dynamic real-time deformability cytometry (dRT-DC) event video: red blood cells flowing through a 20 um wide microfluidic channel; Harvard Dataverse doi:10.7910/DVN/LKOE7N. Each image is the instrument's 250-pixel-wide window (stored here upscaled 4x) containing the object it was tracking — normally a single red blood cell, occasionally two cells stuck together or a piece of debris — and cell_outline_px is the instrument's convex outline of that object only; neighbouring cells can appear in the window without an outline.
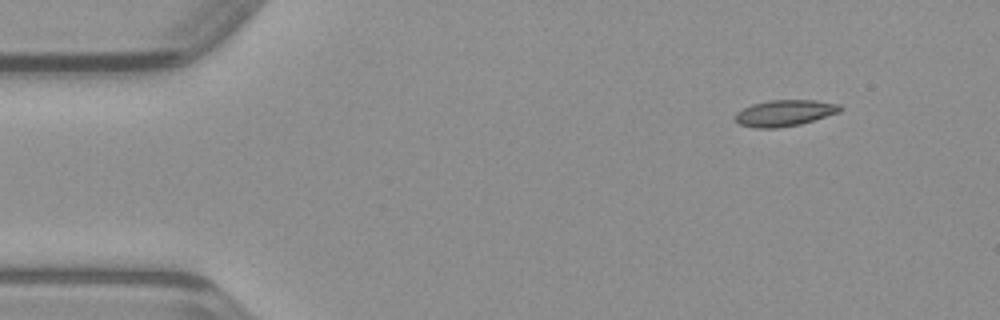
{"species": "common noctule bat (a hibernating species)", "species_latin": "Nyctalus noctula", "temperature_condition": "warm", "stored_images_in_passage": 43, "camera_frame_rate_fps": 3000, "um_per_image_px": 0.085, "animal": {"sex": "male", "body_mass_g": 23.1, "forearm_length_mm": 52.7}, "frame": {"image": 1, "passage_image": 1, "time_ms": 0.0, "image_size_px": [1000, 320], "cell_outline_px": [[844, 108], [840, 112], [800, 124], [776, 128], [756, 128], [740, 124], [732, 116], [736, 112], [752, 104], [768, 100], [816, 100], [840, 104]], "centroid_in_image_um": [66.7, 9.6], "position_along_channel_um": 18.3, "area_um2": 16.13}}
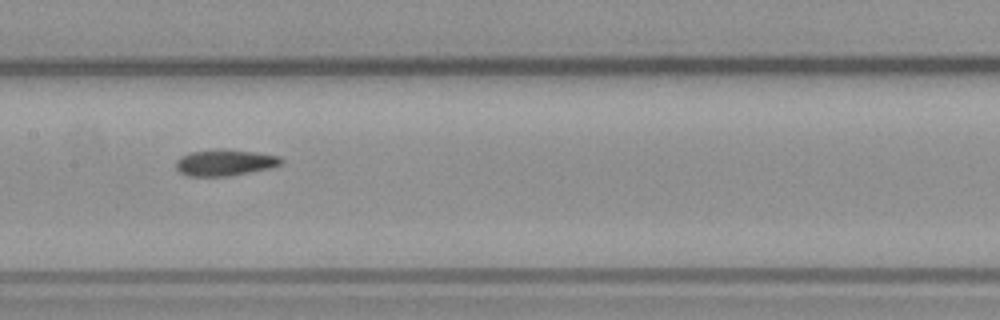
{"frame": {"image": 2, "passage_image": 19, "time_ms": 6.0, "image_size_px": [1000, 320], "cell_outline_px": [[284, 164], [272, 168], [228, 176], [188, 176], [180, 172], [176, 168], [176, 160], [180, 156], [188, 152], [216, 148], [224, 148], [280, 156], [284, 160]], "centroid_in_image_um": [19.12, 13.81], "position_along_channel_um": 188.3, "area_um2": 16.47}}
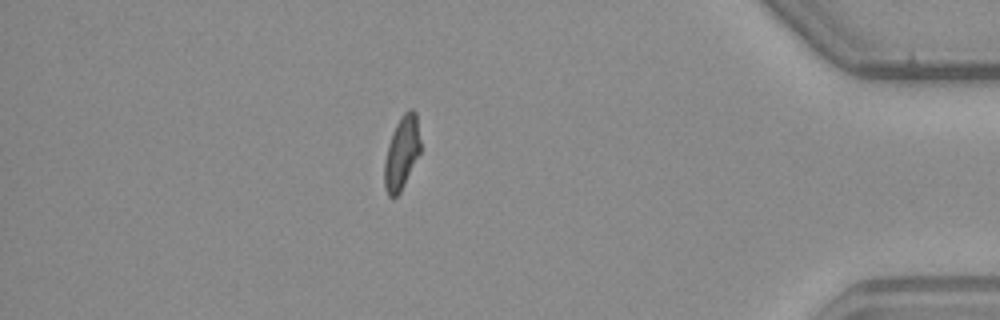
{"frame": {"image": 3, "passage_image": 37, "time_ms": 12.0, "image_size_px": [1000, 320], "cell_outline_px": [[420, 152], [400, 192], [396, 196], [388, 196], [384, 188], [384, 160], [388, 144], [392, 132], [400, 116], [408, 108], [412, 108], [416, 112], [420, 140]], "centroid_in_image_um": [34.13, 12.95], "position_along_channel_um": 401.1, "area_um2": 15.37}}